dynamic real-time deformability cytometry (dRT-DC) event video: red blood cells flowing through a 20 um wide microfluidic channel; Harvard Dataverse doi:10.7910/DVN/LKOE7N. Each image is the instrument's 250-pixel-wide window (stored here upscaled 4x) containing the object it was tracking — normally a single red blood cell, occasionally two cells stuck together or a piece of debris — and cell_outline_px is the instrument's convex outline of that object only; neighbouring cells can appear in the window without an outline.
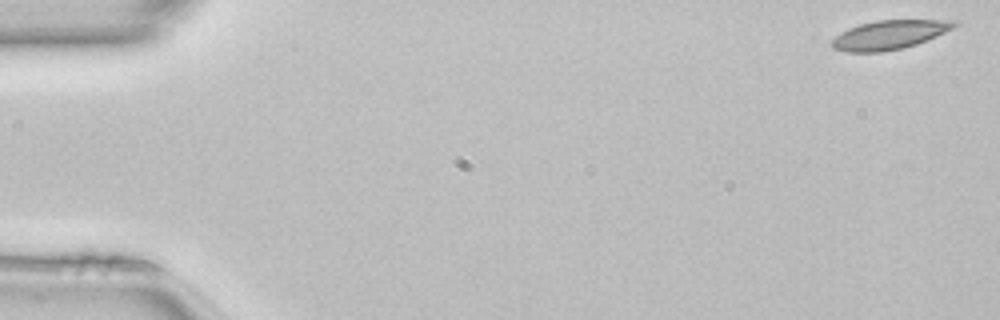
{"species": "common noctule bat (a hibernating species)", "species_latin": "Nyctalus noctula", "temperature_condition": "room temperature", "stored_images_in_passage": 50, "camera_frame_rate_fps": 3000, "um_per_image_px": 0.085, "animal": {"sex": "female", "body_mass_g": 22.7, "forearm_length_mm": 54.2}, "frame": {"image": 1, "passage_image": 1, "time_ms": 0.0, "image_size_px": [1000, 320], "cell_outline_px": [[956, 24], [952, 28], [936, 36], [916, 44], [904, 48], [880, 52], [848, 52], [832, 48], [832, 40], [840, 32], [848, 28], [860, 24], [876, 20], [956, 20]], "centroid_in_image_um": [75.56, 2.96], "position_along_channel_um": 9.4, "area_um2": 20.52}}
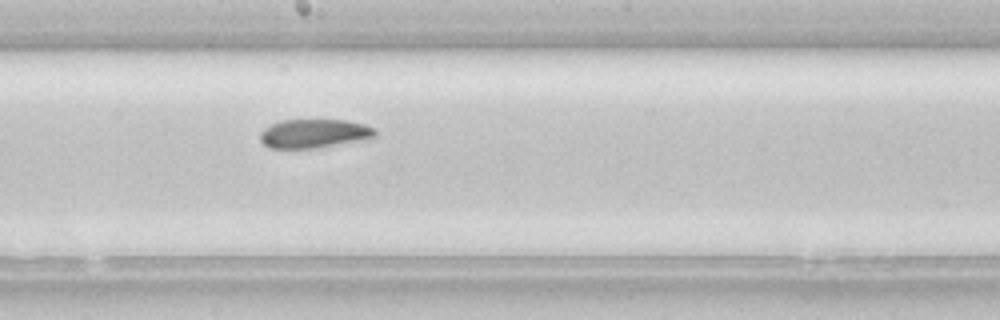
{"frame": {"image": 2, "passage_image": 27, "time_ms": 8.667, "image_size_px": [1000, 320], "cell_outline_px": [[376, 136], [316, 148], [268, 148], [260, 140], [260, 132], [264, 128], [280, 120], [348, 120], [364, 124], [372, 128], [376, 132]], "centroid_in_image_um": [26.63, 11.34], "position_along_channel_um": 221.6, "area_um2": 19.02}}
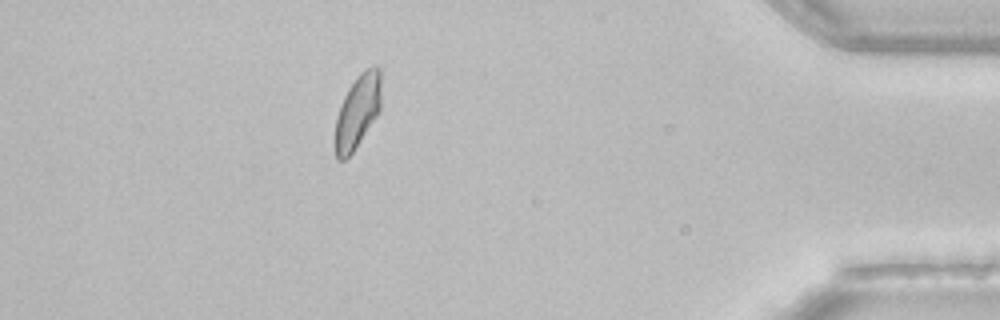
{"frame": {"image": 3, "passage_image": 44, "time_ms": 14.333, "image_size_px": [1000, 320], "cell_outline_px": [[380, 108], [376, 116], [352, 152], [344, 160], [336, 160], [336, 116], [340, 104], [348, 88], [356, 76], [364, 68], [376, 64], [380, 68]], "centroid_in_image_um": [30.39, 9.39], "position_along_channel_um": 404.8, "area_um2": 19.48}, "authors_computed_cell_mechanics": {"area_um2": 20.5768, "velocity_mm_per_s": 4.0999, "shape_relaxation_time_tau1_ms": 10.3163, "shape_relaxation_time_tau2_ms": 3.3752, "deformation_change_tau1": 0.1735, "deformation_change_tau2": 0.0586}}